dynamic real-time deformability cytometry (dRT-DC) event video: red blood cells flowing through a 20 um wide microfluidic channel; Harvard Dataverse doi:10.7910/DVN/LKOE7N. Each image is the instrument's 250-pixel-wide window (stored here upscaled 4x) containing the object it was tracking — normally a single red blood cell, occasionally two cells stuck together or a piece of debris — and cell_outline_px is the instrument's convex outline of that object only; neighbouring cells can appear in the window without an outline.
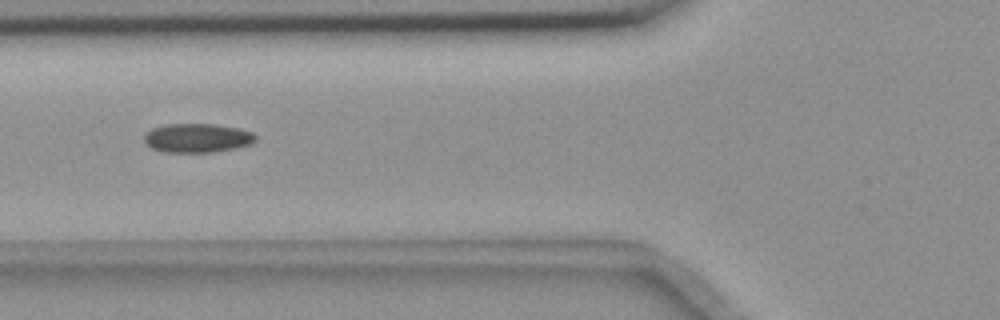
{"species": "common noctule bat (a hibernating species)", "species_latin": "Nyctalus noctula", "temperature_condition": "room temperature", "stored_images_in_passage": 13, "camera_frame_rate_fps": 3000, "um_per_image_px": 0.085, "animal": {"sex": "female", "body_mass_g": 18.4}, "frame": {"image": 1, "passage_image": 8, "time_ms": 2.333, "image_size_px": [1000, 320], "cell_outline_px": [[256, 140], [248, 144], [236, 148], [212, 152], [164, 152], [152, 148], [144, 140], [144, 136], [152, 128], [168, 124], [216, 124], [240, 128], [252, 132], [256, 136]], "centroid_in_image_um": [16.79, 11.72], "position_along_channel_um": 109.0, "area_um2": 18.73}}
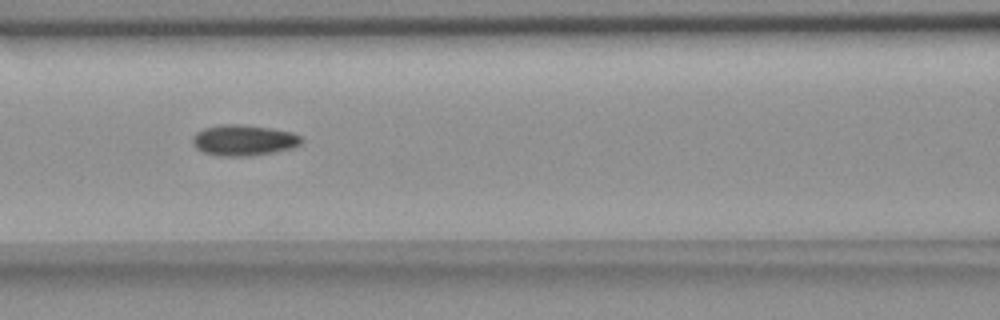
{"frame": {"image": 2, "passage_image": 11, "time_ms": 3.333, "image_size_px": [1000, 320], "cell_outline_px": [[304, 140], [300, 144], [288, 148], [272, 152], [248, 156], [220, 156], [204, 152], [196, 148], [192, 144], [192, 136], [196, 132], [204, 128], [220, 124], [244, 124], [292, 132], [300, 136]], "centroid_in_image_um": [20.66, 11.91], "position_along_channel_um": 145.9, "area_um2": 19.48}}